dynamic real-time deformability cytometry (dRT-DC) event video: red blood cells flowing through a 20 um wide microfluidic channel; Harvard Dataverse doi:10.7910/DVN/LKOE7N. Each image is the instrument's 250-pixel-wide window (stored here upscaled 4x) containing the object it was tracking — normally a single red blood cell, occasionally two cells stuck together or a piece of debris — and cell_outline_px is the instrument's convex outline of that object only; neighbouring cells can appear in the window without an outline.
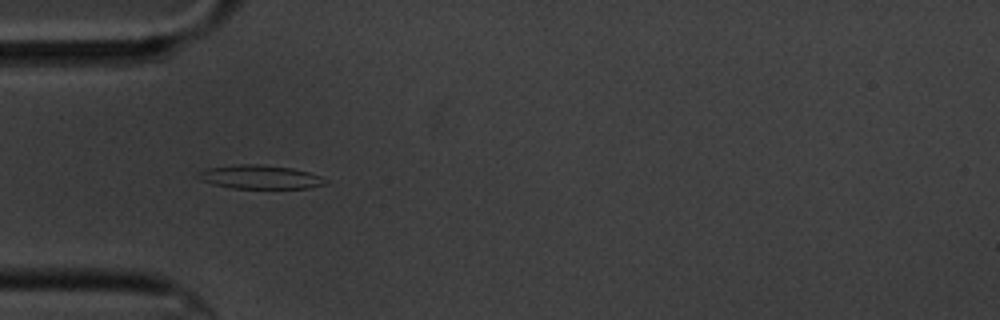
{"species": "common noctule bat (a hibernating species)", "species_latin": "Nyctalus noctula", "temperature_condition": "cold", "stored_images_in_passage": 11, "camera_frame_rate_fps": 3000, "um_per_image_px": 0.085, "animal": {"sex": "male", "body_mass_g": 20.1, "forearm_length_mm": 53.5}, "frame": {"image": 1, "passage_image": 5, "time_ms": 5.333, "image_size_px": [1000, 320], "cell_outline_px": [[328, 184], [308, 188], [232, 188], [212, 184], [200, 180], [196, 176], [196, 172], [208, 168], [236, 164], [256, 164], [292, 168], [308, 172], [320, 176]], "centroid_in_image_um": [22.05, 15.04], "position_along_channel_um": 63.0, "area_um2": 17.57}}
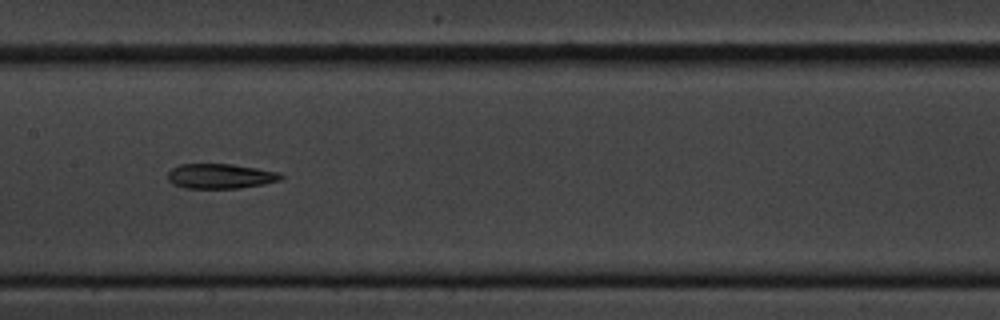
{"frame": {"image": 2, "passage_image": 8, "time_ms": 9.0, "image_size_px": [1000, 320], "cell_outline_px": [[284, 176], [280, 180], [264, 184], [240, 188], [184, 188], [172, 184], [168, 180], [168, 172], [172, 168], [180, 164], [232, 164], [280, 172]], "centroid_in_image_um": [18.73, 14.97], "position_along_channel_um": 188.7, "area_um2": 16.47}}
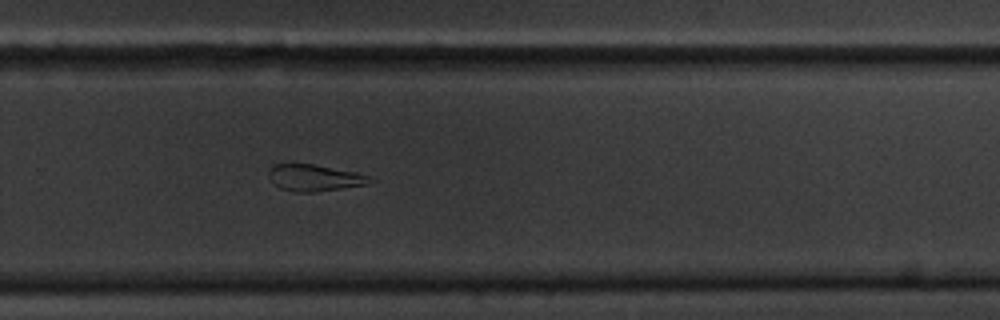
{"frame": {"image": 3, "passage_image": 11, "time_ms": 12.333, "image_size_px": [1000, 320], "cell_outline_px": [[376, 180], [368, 184], [344, 188], [316, 192], [296, 192], [280, 188], [272, 184], [268, 176], [268, 168], [276, 164], [312, 164], [356, 172], [368, 176]], "centroid_in_image_um": [26.71, 15.12], "position_along_channel_um": 303.1, "area_um2": 15.84}}